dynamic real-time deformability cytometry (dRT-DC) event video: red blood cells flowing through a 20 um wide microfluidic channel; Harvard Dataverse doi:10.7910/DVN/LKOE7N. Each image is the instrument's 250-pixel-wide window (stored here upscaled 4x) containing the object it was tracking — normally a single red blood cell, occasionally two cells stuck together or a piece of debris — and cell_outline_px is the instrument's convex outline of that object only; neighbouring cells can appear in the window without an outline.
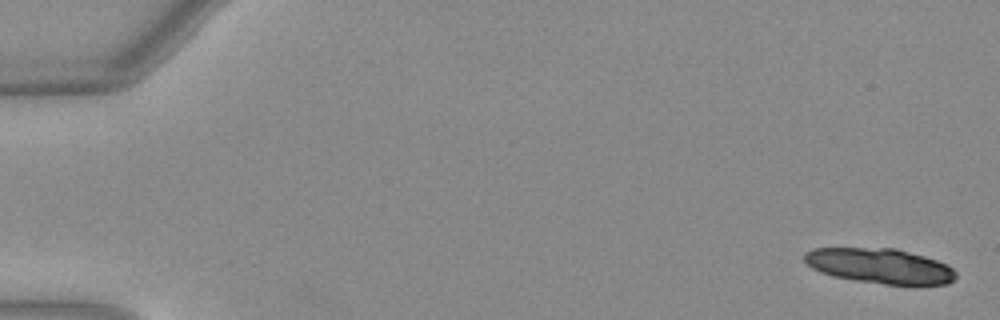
{"species": "Egyptian fruit bat (a non-hibernating species)", "species_latin": "Rousettus aegyptiacus", "temperature_condition": "warm", "stored_images_in_passage": 40, "camera_frame_rate_fps": 3000, "um_per_image_px": 0.085, "animal": {"sex": "female"}, "frame": {"image": 1, "passage_image": 1, "time_ms": 0.0, "image_size_px": [1000, 320], "cell_outline_px": [[956, 276], [948, 284], [884, 284], [856, 280], [832, 276], [820, 272], [812, 268], [804, 260], [804, 252], [812, 248], [896, 248], [924, 256], [948, 264], [956, 272]], "centroid_in_image_um": [74.77, 22.59], "position_along_channel_um": 10.2, "area_um2": 30.87}}